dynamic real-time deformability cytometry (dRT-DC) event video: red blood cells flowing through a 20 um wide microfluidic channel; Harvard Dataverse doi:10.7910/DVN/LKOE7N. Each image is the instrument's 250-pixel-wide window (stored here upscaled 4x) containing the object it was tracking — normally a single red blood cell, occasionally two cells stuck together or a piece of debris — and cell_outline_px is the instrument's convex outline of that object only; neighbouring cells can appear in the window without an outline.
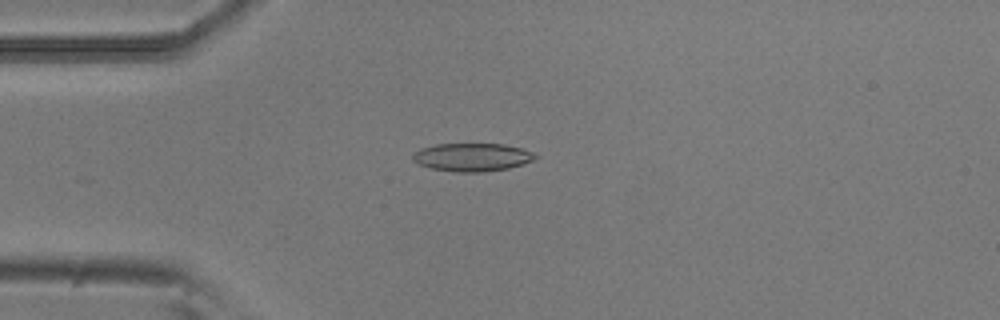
{"species": "common noctule bat (a hibernating species)", "species_latin": "Nyctalus noctula", "temperature_condition": "room temperature", "stored_images_in_passage": 24, "camera_frame_rate_fps": 3000, "um_per_image_px": 0.085, "animal": {"sex": "male", "body_mass_g": 20.5, "forearm_length_mm": 52.5}, "frame": {"image": 1, "passage_image": 14, "time_ms": 4.333, "image_size_px": [1000, 320], "cell_outline_px": [[540, 156], [524, 164], [508, 168], [484, 172], [456, 172], [432, 168], [416, 164], [412, 160], [412, 156], [420, 148], [436, 144], [504, 144], [524, 148]], "centroid_in_image_um": [40.15, 13.36], "position_along_channel_um": 44.8, "area_um2": 20.23}}
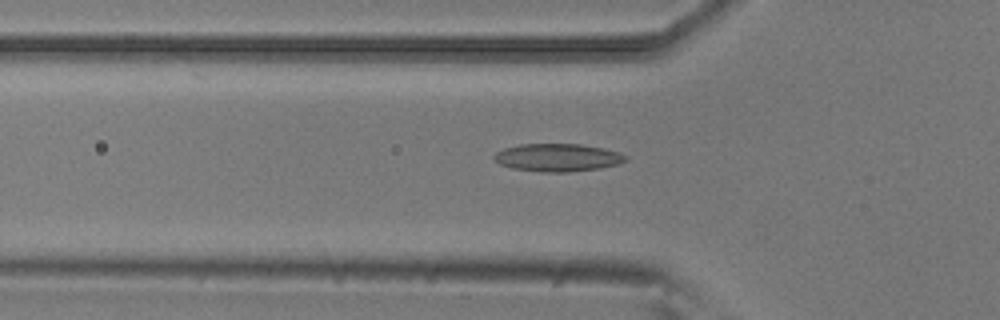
{"frame": {"image": 2, "passage_image": 18, "time_ms": 5.667, "image_size_px": [1000, 320], "cell_outline_px": [[628, 160], [616, 164], [600, 168], [568, 172], [544, 172], [512, 168], [500, 164], [492, 156], [496, 152], [504, 148], [520, 144], [580, 144], [604, 148], [620, 152], [628, 156]], "centroid_in_image_um": [47.42, 13.38], "position_along_channel_um": 78.4, "area_um2": 21.33}}
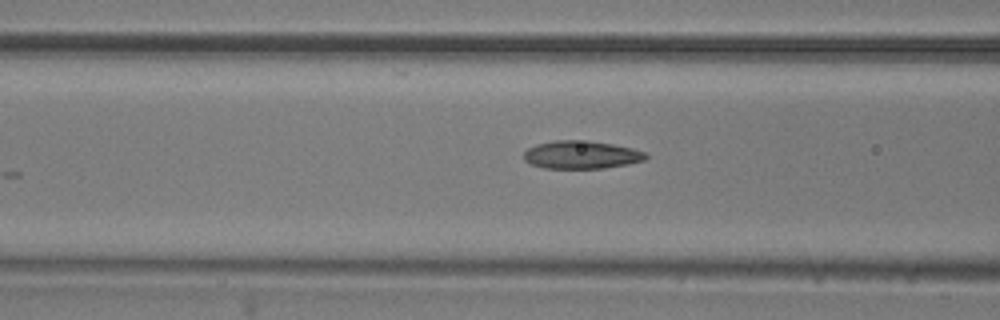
{"frame": {"image": 3, "passage_image": 21, "time_ms": 6.667, "image_size_px": [1000, 320], "cell_outline_px": [[648, 156], [644, 160], [628, 164], [604, 168], [544, 168], [532, 164], [524, 160], [524, 152], [528, 148], [536, 144], [556, 140], [588, 140], [612, 144], [632, 148], [644, 152]], "centroid_in_image_um": [49.4, 13.15], "position_along_channel_um": 117.2, "area_um2": 19.83}}